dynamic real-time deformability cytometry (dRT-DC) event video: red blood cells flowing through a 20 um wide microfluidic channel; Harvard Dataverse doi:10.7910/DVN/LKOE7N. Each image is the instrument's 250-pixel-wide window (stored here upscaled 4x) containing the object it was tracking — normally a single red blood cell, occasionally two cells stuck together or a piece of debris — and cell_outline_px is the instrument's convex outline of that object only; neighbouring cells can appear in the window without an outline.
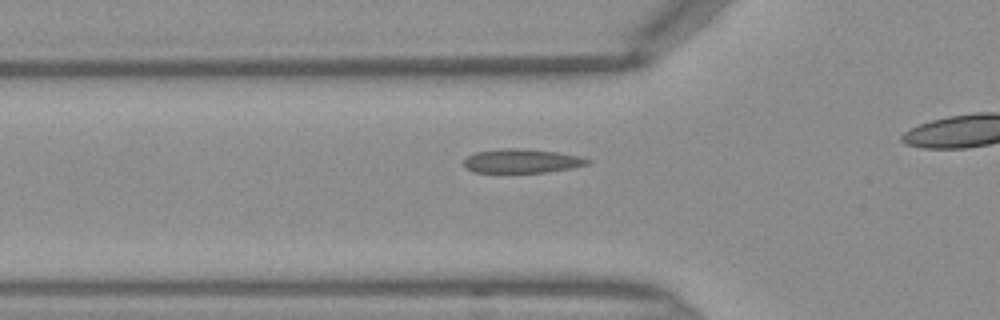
{"species": "Egyptian fruit bat (a non-hibernating species)", "species_latin": "Rousettus aegyptiacus", "temperature_condition": "warm", "stored_images_in_passage": 32, "camera_frame_rate_fps": 3000, "um_per_image_px": 0.085, "frame": {"image": 1, "passage_image": 10, "time_ms": 3.0, "image_size_px": [1000, 320], "cell_outline_px": [[592, 160], [588, 164], [572, 168], [548, 172], [472, 172], [464, 164], [464, 160], [468, 156], [476, 152], [504, 148], [516, 148], [556, 152], [580, 156]], "centroid_in_image_um": [44.38, 13.68], "position_along_channel_um": 81.4, "area_um2": 17.11}}
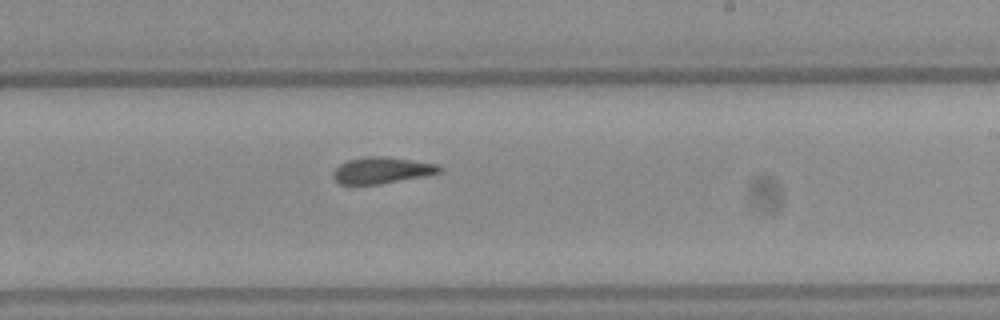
{"frame": {"image": 2, "passage_image": 22, "time_ms": 7.0, "image_size_px": [1000, 320], "cell_outline_px": [[444, 172], [424, 176], [380, 184], [340, 184], [332, 176], [332, 172], [340, 164], [348, 160], [364, 156], [384, 156], [412, 160], [436, 164], [444, 168]], "centroid_in_image_um": [32.48, 14.47], "position_along_channel_um": 256.5, "area_um2": 16.42}}
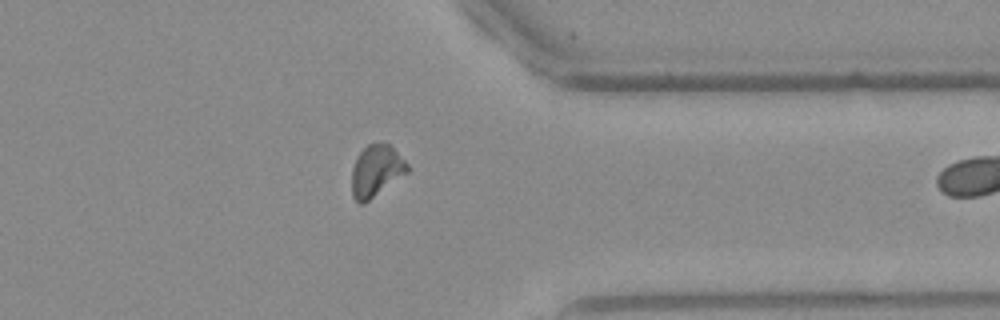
{"frame": {"image": 3, "passage_image": 31, "time_ms": 10.0, "image_size_px": [1000, 320], "cell_outline_px": [[408, 172], [364, 204], [360, 204], [352, 196], [352, 168], [360, 152], [368, 144], [388, 144], [408, 164]], "centroid_in_image_um": [31.96, 14.56], "position_along_channel_um": 379.4, "area_um2": 16.36}}